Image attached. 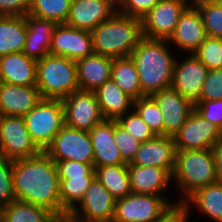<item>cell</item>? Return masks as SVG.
<instances>
[{"label": "cell", "instance_id": "obj_15", "mask_svg": "<svg viewBox=\"0 0 222 222\" xmlns=\"http://www.w3.org/2000/svg\"><path fill=\"white\" fill-rule=\"evenodd\" d=\"M163 114V135L173 137L195 109L194 103L172 87L150 95Z\"/></svg>", "mask_w": 222, "mask_h": 222}, {"label": "cell", "instance_id": "obj_43", "mask_svg": "<svg viewBox=\"0 0 222 222\" xmlns=\"http://www.w3.org/2000/svg\"><path fill=\"white\" fill-rule=\"evenodd\" d=\"M59 177L95 176L94 164L64 160L56 163Z\"/></svg>", "mask_w": 222, "mask_h": 222}, {"label": "cell", "instance_id": "obj_35", "mask_svg": "<svg viewBox=\"0 0 222 222\" xmlns=\"http://www.w3.org/2000/svg\"><path fill=\"white\" fill-rule=\"evenodd\" d=\"M133 109L155 135H163V114L151 96L134 100Z\"/></svg>", "mask_w": 222, "mask_h": 222}, {"label": "cell", "instance_id": "obj_20", "mask_svg": "<svg viewBox=\"0 0 222 222\" xmlns=\"http://www.w3.org/2000/svg\"><path fill=\"white\" fill-rule=\"evenodd\" d=\"M176 151L173 137L156 135L151 140L141 143L130 164L163 168L173 174Z\"/></svg>", "mask_w": 222, "mask_h": 222}, {"label": "cell", "instance_id": "obj_6", "mask_svg": "<svg viewBox=\"0 0 222 222\" xmlns=\"http://www.w3.org/2000/svg\"><path fill=\"white\" fill-rule=\"evenodd\" d=\"M23 119L32 140L44 151L65 125L62 99H41Z\"/></svg>", "mask_w": 222, "mask_h": 222}, {"label": "cell", "instance_id": "obj_18", "mask_svg": "<svg viewBox=\"0 0 222 222\" xmlns=\"http://www.w3.org/2000/svg\"><path fill=\"white\" fill-rule=\"evenodd\" d=\"M117 12V0H72L66 24L92 31Z\"/></svg>", "mask_w": 222, "mask_h": 222}, {"label": "cell", "instance_id": "obj_27", "mask_svg": "<svg viewBox=\"0 0 222 222\" xmlns=\"http://www.w3.org/2000/svg\"><path fill=\"white\" fill-rule=\"evenodd\" d=\"M182 204L190 214L193 206L209 220L222 222V182H215L196 190Z\"/></svg>", "mask_w": 222, "mask_h": 222}, {"label": "cell", "instance_id": "obj_38", "mask_svg": "<svg viewBox=\"0 0 222 222\" xmlns=\"http://www.w3.org/2000/svg\"><path fill=\"white\" fill-rule=\"evenodd\" d=\"M114 143L126 164L132 162L141 145V142L118 125L116 120H114Z\"/></svg>", "mask_w": 222, "mask_h": 222}, {"label": "cell", "instance_id": "obj_29", "mask_svg": "<svg viewBox=\"0 0 222 222\" xmlns=\"http://www.w3.org/2000/svg\"><path fill=\"white\" fill-rule=\"evenodd\" d=\"M56 219L44 207L17 200L0 208V222H56Z\"/></svg>", "mask_w": 222, "mask_h": 222}, {"label": "cell", "instance_id": "obj_24", "mask_svg": "<svg viewBox=\"0 0 222 222\" xmlns=\"http://www.w3.org/2000/svg\"><path fill=\"white\" fill-rule=\"evenodd\" d=\"M113 58L93 53L76 61L79 89L95 91L111 79Z\"/></svg>", "mask_w": 222, "mask_h": 222}, {"label": "cell", "instance_id": "obj_26", "mask_svg": "<svg viewBox=\"0 0 222 222\" xmlns=\"http://www.w3.org/2000/svg\"><path fill=\"white\" fill-rule=\"evenodd\" d=\"M104 119L116 120L133 109L134 99L112 80L94 91Z\"/></svg>", "mask_w": 222, "mask_h": 222}, {"label": "cell", "instance_id": "obj_25", "mask_svg": "<svg viewBox=\"0 0 222 222\" xmlns=\"http://www.w3.org/2000/svg\"><path fill=\"white\" fill-rule=\"evenodd\" d=\"M27 38L23 53L32 59L40 60L50 54L51 38L57 23L26 15Z\"/></svg>", "mask_w": 222, "mask_h": 222}, {"label": "cell", "instance_id": "obj_12", "mask_svg": "<svg viewBox=\"0 0 222 222\" xmlns=\"http://www.w3.org/2000/svg\"><path fill=\"white\" fill-rule=\"evenodd\" d=\"M221 137L222 131L194 109L173 140L176 150H203L213 148Z\"/></svg>", "mask_w": 222, "mask_h": 222}, {"label": "cell", "instance_id": "obj_30", "mask_svg": "<svg viewBox=\"0 0 222 222\" xmlns=\"http://www.w3.org/2000/svg\"><path fill=\"white\" fill-rule=\"evenodd\" d=\"M111 79L134 100L146 96L141 90L137 68L130 56L113 58Z\"/></svg>", "mask_w": 222, "mask_h": 222}, {"label": "cell", "instance_id": "obj_45", "mask_svg": "<svg viewBox=\"0 0 222 222\" xmlns=\"http://www.w3.org/2000/svg\"><path fill=\"white\" fill-rule=\"evenodd\" d=\"M190 213L182 204L173 205L156 222H189Z\"/></svg>", "mask_w": 222, "mask_h": 222}, {"label": "cell", "instance_id": "obj_23", "mask_svg": "<svg viewBox=\"0 0 222 222\" xmlns=\"http://www.w3.org/2000/svg\"><path fill=\"white\" fill-rule=\"evenodd\" d=\"M37 60L23 52L10 53L0 57V82L18 85H36Z\"/></svg>", "mask_w": 222, "mask_h": 222}, {"label": "cell", "instance_id": "obj_33", "mask_svg": "<svg viewBox=\"0 0 222 222\" xmlns=\"http://www.w3.org/2000/svg\"><path fill=\"white\" fill-rule=\"evenodd\" d=\"M71 2L72 0H31L28 14L57 24L66 23Z\"/></svg>", "mask_w": 222, "mask_h": 222}, {"label": "cell", "instance_id": "obj_19", "mask_svg": "<svg viewBox=\"0 0 222 222\" xmlns=\"http://www.w3.org/2000/svg\"><path fill=\"white\" fill-rule=\"evenodd\" d=\"M128 173L130 176V187L134 194H148V195H161L173 206L175 203L170 198H166L164 192L171 180L172 174L163 168L153 166H138L128 163ZM165 189V190H164Z\"/></svg>", "mask_w": 222, "mask_h": 222}, {"label": "cell", "instance_id": "obj_17", "mask_svg": "<svg viewBox=\"0 0 222 222\" xmlns=\"http://www.w3.org/2000/svg\"><path fill=\"white\" fill-rule=\"evenodd\" d=\"M207 38L202 17L198 9L191 3L180 15L179 21L171 37L169 44L176 47L177 54H193L200 44ZM173 44V45H172Z\"/></svg>", "mask_w": 222, "mask_h": 222}, {"label": "cell", "instance_id": "obj_2", "mask_svg": "<svg viewBox=\"0 0 222 222\" xmlns=\"http://www.w3.org/2000/svg\"><path fill=\"white\" fill-rule=\"evenodd\" d=\"M165 39L142 37L130 57L134 61L141 90L146 96L171 87L177 55ZM172 51V52H171Z\"/></svg>", "mask_w": 222, "mask_h": 222}, {"label": "cell", "instance_id": "obj_31", "mask_svg": "<svg viewBox=\"0 0 222 222\" xmlns=\"http://www.w3.org/2000/svg\"><path fill=\"white\" fill-rule=\"evenodd\" d=\"M95 177L115 199L132 193L127 164L96 167Z\"/></svg>", "mask_w": 222, "mask_h": 222}, {"label": "cell", "instance_id": "obj_46", "mask_svg": "<svg viewBox=\"0 0 222 222\" xmlns=\"http://www.w3.org/2000/svg\"><path fill=\"white\" fill-rule=\"evenodd\" d=\"M218 182H222V137L212 148Z\"/></svg>", "mask_w": 222, "mask_h": 222}, {"label": "cell", "instance_id": "obj_44", "mask_svg": "<svg viewBox=\"0 0 222 222\" xmlns=\"http://www.w3.org/2000/svg\"><path fill=\"white\" fill-rule=\"evenodd\" d=\"M31 0H0V16H26Z\"/></svg>", "mask_w": 222, "mask_h": 222}, {"label": "cell", "instance_id": "obj_40", "mask_svg": "<svg viewBox=\"0 0 222 222\" xmlns=\"http://www.w3.org/2000/svg\"><path fill=\"white\" fill-rule=\"evenodd\" d=\"M218 99H222V68L208 70L207 77L197 101Z\"/></svg>", "mask_w": 222, "mask_h": 222}, {"label": "cell", "instance_id": "obj_28", "mask_svg": "<svg viewBox=\"0 0 222 222\" xmlns=\"http://www.w3.org/2000/svg\"><path fill=\"white\" fill-rule=\"evenodd\" d=\"M26 38V16H0V57L23 52Z\"/></svg>", "mask_w": 222, "mask_h": 222}, {"label": "cell", "instance_id": "obj_42", "mask_svg": "<svg viewBox=\"0 0 222 222\" xmlns=\"http://www.w3.org/2000/svg\"><path fill=\"white\" fill-rule=\"evenodd\" d=\"M195 110L222 131V99L196 101Z\"/></svg>", "mask_w": 222, "mask_h": 222}, {"label": "cell", "instance_id": "obj_4", "mask_svg": "<svg viewBox=\"0 0 222 222\" xmlns=\"http://www.w3.org/2000/svg\"><path fill=\"white\" fill-rule=\"evenodd\" d=\"M172 177L182 193L176 203H183L196 190L218 182L212 148L177 150Z\"/></svg>", "mask_w": 222, "mask_h": 222}, {"label": "cell", "instance_id": "obj_49", "mask_svg": "<svg viewBox=\"0 0 222 222\" xmlns=\"http://www.w3.org/2000/svg\"><path fill=\"white\" fill-rule=\"evenodd\" d=\"M2 116H3V115H2L1 110H0V122H1Z\"/></svg>", "mask_w": 222, "mask_h": 222}, {"label": "cell", "instance_id": "obj_3", "mask_svg": "<svg viewBox=\"0 0 222 222\" xmlns=\"http://www.w3.org/2000/svg\"><path fill=\"white\" fill-rule=\"evenodd\" d=\"M93 52L111 58L132 54L142 35V20L116 12L91 31Z\"/></svg>", "mask_w": 222, "mask_h": 222}, {"label": "cell", "instance_id": "obj_22", "mask_svg": "<svg viewBox=\"0 0 222 222\" xmlns=\"http://www.w3.org/2000/svg\"><path fill=\"white\" fill-rule=\"evenodd\" d=\"M93 152L94 169L101 166L126 164L114 143V120L104 119L89 131Z\"/></svg>", "mask_w": 222, "mask_h": 222}, {"label": "cell", "instance_id": "obj_11", "mask_svg": "<svg viewBox=\"0 0 222 222\" xmlns=\"http://www.w3.org/2000/svg\"><path fill=\"white\" fill-rule=\"evenodd\" d=\"M62 104L68 127L89 132L104 120L94 91H75L63 98Z\"/></svg>", "mask_w": 222, "mask_h": 222}, {"label": "cell", "instance_id": "obj_1", "mask_svg": "<svg viewBox=\"0 0 222 222\" xmlns=\"http://www.w3.org/2000/svg\"><path fill=\"white\" fill-rule=\"evenodd\" d=\"M12 177L17 201L44 207L56 217L61 216L58 169L45 151L13 160Z\"/></svg>", "mask_w": 222, "mask_h": 222}, {"label": "cell", "instance_id": "obj_13", "mask_svg": "<svg viewBox=\"0 0 222 222\" xmlns=\"http://www.w3.org/2000/svg\"><path fill=\"white\" fill-rule=\"evenodd\" d=\"M93 53L91 31L78 29L66 23L57 24L51 38V55L77 61Z\"/></svg>", "mask_w": 222, "mask_h": 222}, {"label": "cell", "instance_id": "obj_14", "mask_svg": "<svg viewBox=\"0 0 222 222\" xmlns=\"http://www.w3.org/2000/svg\"><path fill=\"white\" fill-rule=\"evenodd\" d=\"M187 56V57H186ZM184 59L177 55L174 63L171 87L195 103L199 99L208 68L195 56L186 54Z\"/></svg>", "mask_w": 222, "mask_h": 222}, {"label": "cell", "instance_id": "obj_10", "mask_svg": "<svg viewBox=\"0 0 222 222\" xmlns=\"http://www.w3.org/2000/svg\"><path fill=\"white\" fill-rule=\"evenodd\" d=\"M191 3L192 0H159L141 19L143 37L168 40L180 15Z\"/></svg>", "mask_w": 222, "mask_h": 222}, {"label": "cell", "instance_id": "obj_39", "mask_svg": "<svg viewBox=\"0 0 222 222\" xmlns=\"http://www.w3.org/2000/svg\"><path fill=\"white\" fill-rule=\"evenodd\" d=\"M13 160L0 155V207L16 200L12 177Z\"/></svg>", "mask_w": 222, "mask_h": 222}, {"label": "cell", "instance_id": "obj_8", "mask_svg": "<svg viewBox=\"0 0 222 222\" xmlns=\"http://www.w3.org/2000/svg\"><path fill=\"white\" fill-rule=\"evenodd\" d=\"M55 162L71 160L94 164V152L88 131L64 125L44 150Z\"/></svg>", "mask_w": 222, "mask_h": 222}, {"label": "cell", "instance_id": "obj_16", "mask_svg": "<svg viewBox=\"0 0 222 222\" xmlns=\"http://www.w3.org/2000/svg\"><path fill=\"white\" fill-rule=\"evenodd\" d=\"M116 199L95 177L70 213L88 221L112 222Z\"/></svg>", "mask_w": 222, "mask_h": 222}, {"label": "cell", "instance_id": "obj_48", "mask_svg": "<svg viewBox=\"0 0 222 222\" xmlns=\"http://www.w3.org/2000/svg\"><path fill=\"white\" fill-rule=\"evenodd\" d=\"M219 5L220 7L222 8V0H215Z\"/></svg>", "mask_w": 222, "mask_h": 222}, {"label": "cell", "instance_id": "obj_32", "mask_svg": "<svg viewBox=\"0 0 222 222\" xmlns=\"http://www.w3.org/2000/svg\"><path fill=\"white\" fill-rule=\"evenodd\" d=\"M95 176L59 177L61 215L70 212L83 198Z\"/></svg>", "mask_w": 222, "mask_h": 222}, {"label": "cell", "instance_id": "obj_41", "mask_svg": "<svg viewBox=\"0 0 222 222\" xmlns=\"http://www.w3.org/2000/svg\"><path fill=\"white\" fill-rule=\"evenodd\" d=\"M159 0H117V12L142 19Z\"/></svg>", "mask_w": 222, "mask_h": 222}, {"label": "cell", "instance_id": "obj_34", "mask_svg": "<svg viewBox=\"0 0 222 222\" xmlns=\"http://www.w3.org/2000/svg\"><path fill=\"white\" fill-rule=\"evenodd\" d=\"M198 9L207 37L222 38V8L215 0H192Z\"/></svg>", "mask_w": 222, "mask_h": 222}, {"label": "cell", "instance_id": "obj_7", "mask_svg": "<svg viewBox=\"0 0 222 222\" xmlns=\"http://www.w3.org/2000/svg\"><path fill=\"white\" fill-rule=\"evenodd\" d=\"M171 207L161 195L130 193L116 199L112 222H156Z\"/></svg>", "mask_w": 222, "mask_h": 222}, {"label": "cell", "instance_id": "obj_37", "mask_svg": "<svg viewBox=\"0 0 222 222\" xmlns=\"http://www.w3.org/2000/svg\"><path fill=\"white\" fill-rule=\"evenodd\" d=\"M116 121L118 125L141 143L156 136L134 109L120 116Z\"/></svg>", "mask_w": 222, "mask_h": 222}, {"label": "cell", "instance_id": "obj_36", "mask_svg": "<svg viewBox=\"0 0 222 222\" xmlns=\"http://www.w3.org/2000/svg\"><path fill=\"white\" fill-rule=\"evenodd\" d=\"M208 68H222V38L207 37L193 53Z\"/></svg>", "mask_w": 222, "mask_h": 222}, {"label": "cell", "instance_id": "obj_5", "mask_svg": "<svg viewBox=\"0 0 222 222\" xmlns=\"http://www.w3.org/2000/svg\"><path fill=\"white\" fill-rule=\"evenodd\" d=\"M36 87L42 99H63L80 90L76 61L51 54L37 60Z\"/></svg>", "mask_w": 222, "mask_h": 222}, {"label": "cell", "instance_id": "obj_21", "mask_svg": "<svg viewBox=\"0 0 222 222\" xmlns=\"http://www.w3.org/2000/svg\"><path fill=\"white\" fill-rule=\"evenodd\" d=\"M42 99L36 85L18 86L0 82V110L3 116H25Z\"/></svg>", "mask_w": 222, "mask_h": 222}, {"label": "cell", "instance_id": "obj_9", "mask_svg": "<svg viewBox=\"0 0 222 222\" xmlns=\"http://www.w3.org/2000/svg\"><path fill=\"white\" fill-rule=\"evenodd\" d=\"M41 151L29 135L23 117L2 116L0 155L10 160H18L37 155Z\"/></svg>", "mask_w": 222, "mask_h": 222}, {"label": "cell", "instance_id": "obj_47", "mask_svg": "<svg viewBox=\"0 0 222 222\" xmlns=\"http://www.w3.org/2000/svg\"><path fill=\"white\" fill-rule=\"evenodd\" d=\"M56 222H100V221L84 220L70 212H66L63 215L57 217Z\"/></svg>", "mask_w": 222, "mask_h": 222}]
</instances>
